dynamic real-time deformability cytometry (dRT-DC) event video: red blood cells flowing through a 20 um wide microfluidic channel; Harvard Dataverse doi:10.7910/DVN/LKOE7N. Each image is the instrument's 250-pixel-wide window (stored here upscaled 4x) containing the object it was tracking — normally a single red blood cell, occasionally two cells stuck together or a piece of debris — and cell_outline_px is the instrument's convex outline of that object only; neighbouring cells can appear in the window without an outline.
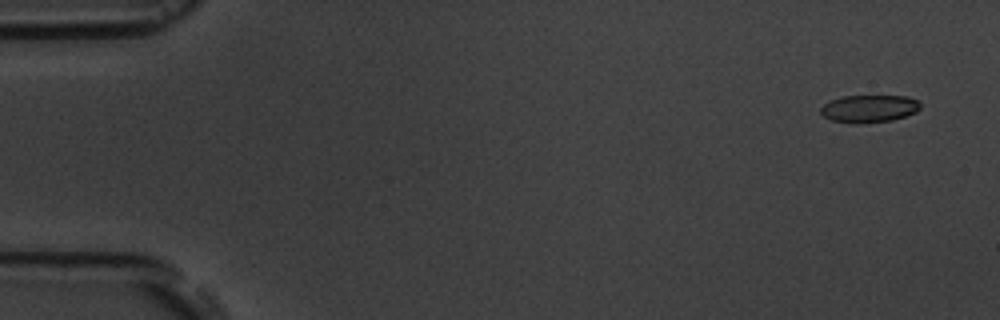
{"species": "common noctule bat (a hibernating species)", "species_latin": "Nyctalus noctula", "temperature_condition": "room temperature", "stored_images_in_passage": 5, "camera_frame_rate_fps": 3000, "um_per_image_px": 0.085, "animal": {"sex": "male", "body_mass_g": 19.5, "forearm_length_mm": 54.6}, "frame": {"image": 1, "passage_image": 1, "time_ms": 0.0, "image_size_px": [1000, 320], "cell_outline_px": [[920, 108], [916, 112], [892, 120], [860, 124], [852, 124], [832, 120], [824, 116], [820, 112], [820, 108], [824, 104], [832, 100], [844, 96], [908, 96], [916, 100], [920, 104]], "centroid_in_image_um": [73.87, 9.24], "position_along_channel_um": 11.1, "area_um2": 15.95}}
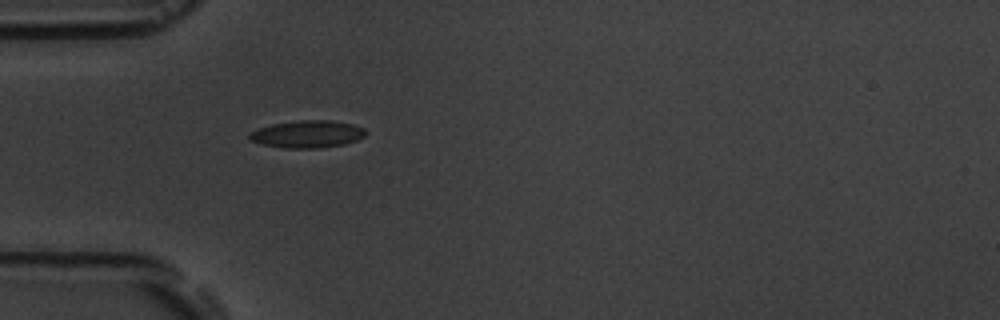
{"frame": {"image": 2, "passage_image": 5, "time_ms": 4.667, "image_size_px": [1000, 320], "cell_outline_px": [[368, 132], [364, 136], [356, 140], [344, 144], [320, 148], [284, 148], [260, 144], [248, 140], [248, 136], [252, 132], [260, 128], [272, 124], [300, 120], [332, 120], [352, 124], [364, 128]], "centroid_in_image_um": [26.13, 11.4], "position_along_channel_um": 58.9, "area_um2": 18.55}}